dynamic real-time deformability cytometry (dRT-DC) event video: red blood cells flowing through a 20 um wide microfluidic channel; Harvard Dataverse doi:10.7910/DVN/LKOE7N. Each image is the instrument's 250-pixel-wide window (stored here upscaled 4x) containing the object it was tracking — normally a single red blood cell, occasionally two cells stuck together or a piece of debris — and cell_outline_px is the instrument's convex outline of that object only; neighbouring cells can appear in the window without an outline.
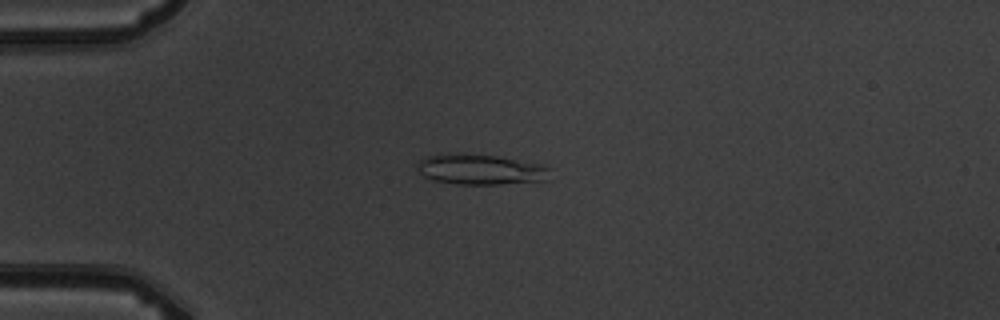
{"species": "common noctule bat (a hibernating species)", "species_latin": "Nyctalus noctula", "temperature_condition": "warm", "stored_images_in_passage": 7, "camera_frame_rate_fps": 3000, "um_per_image_px": 0.085, "animal": {"sex": "male", "body_mass_g": 19.5, "forearm_length_mm": 54.6}, "frame": {"image": 1, "passage_image": 4, "time_ms": 3.667, "image_size_px": [1000, 320], "cell_outline_px": [[548, 180], [500, 184], [456, 184], [432, 180], [424, 176], [416, 168], [416, 164], [420, 160], [428, 156], [464, 152], [496, 156], [540, 164], [548, 168]], "centroid_in_image_um": [40.79, 14.4], "position_along_channel_um": 44.2, "area_um2": 23.47}}
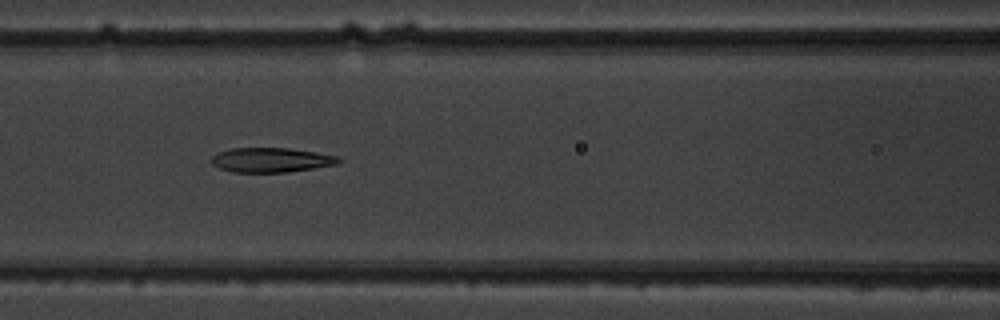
{"frame": {"image": 2, "passage_image": 7, "time_ms": 7.0, "image_size_px": [1000, 320], "cell_outline_px": [[340, 164], [288, 172], [232, 172], [220, 168], [212, 164], [208, 160], [216, 152], [232, 148], [288, 148], [316, 152], [336, 156], [340, 160]], "centroid_in_image_um": [23.0, 13.6], "position_along_channel_um": 143.6, "area_um2": 18.32}}